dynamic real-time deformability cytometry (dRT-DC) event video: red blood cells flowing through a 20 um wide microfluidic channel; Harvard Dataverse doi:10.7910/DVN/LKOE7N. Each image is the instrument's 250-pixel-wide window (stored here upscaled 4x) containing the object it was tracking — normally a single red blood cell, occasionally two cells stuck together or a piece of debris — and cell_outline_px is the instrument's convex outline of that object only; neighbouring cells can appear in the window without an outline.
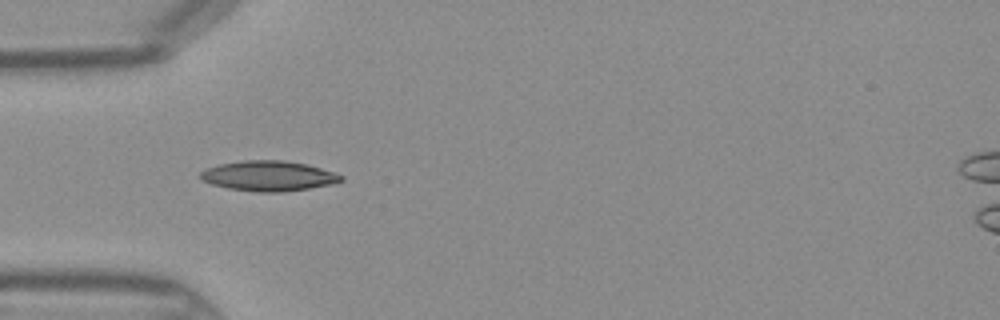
{"species": "Egyptian fruit bat (a non-hibernating species)", "species_latin": "Rousettus aegyptiacus", "temperature_condition": "warm", "stored_images_in_passage": 32, "camera_frame_rate_fps": 3000, "um_per_image_px": 0.085, "frame": {"image": 1, "passage_image": 1, "time_ms": 0.0, "image_size_px": [1000, 320], "cell_outline_px": [[344, 180], [332, 184], [308, 188], [280, 192], [256, 192], [228, 188], [212, 184], [204, 180], [200, 176], [200, 172], [208, 168], [220, 164], [244, 160], [284, 160], [304, 164], [320, 168], [344, 176]], "centroid_in_image_um": [22.84, 14.95], "position_along_channel_um": 62.2, "area_um2": 24.39}}
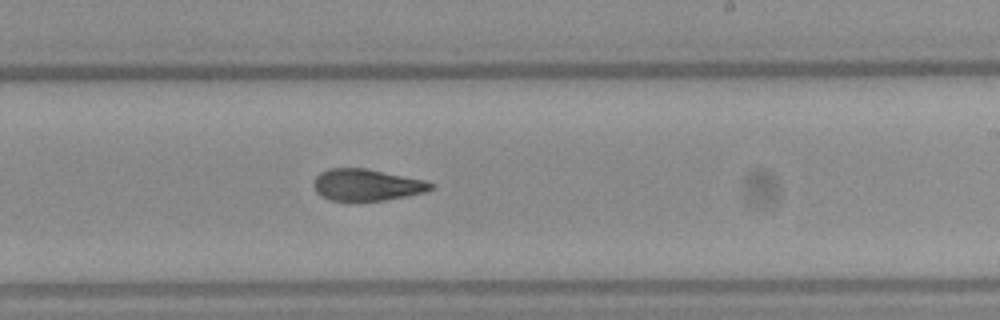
{"frame": {"image": 2, "passage_image": 14, "time_ms": 4.333, "image_size_px": [1000, 320], "cell_outline_px": [[436, 184], [432, 188], [424, 192], [384, 200], [332, 200], [316, 192], [312, 184], [316, 176], [320, 172], [328, 168], [368, 168], [424, 180]], "centroid_in_image_um": [31.15, 15.69], "position_along_channel_um": 257.8, "area_um2": 21.44}}
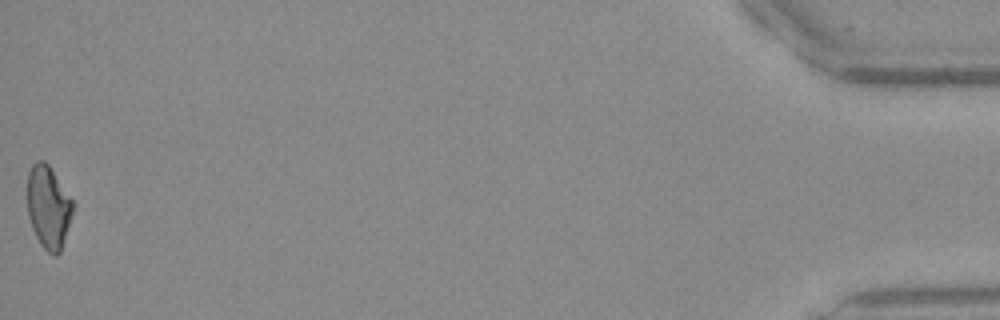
{"frame": {"image": 3, "passage_image": 32, "time_ms": 10.333, "image_size_px": [1000, 320], "cell_outline_px": [[76, 204], [60, 252], [56, 256], [52, 256], [40, 244], [32, 228], [28, 216], [28, 172], [32, 164], [36, 160], [44, 160], [48, 164]], "centroid_in_image_um": [4.13, 17.6], "position_along_channel_um": 431.1, "area_um2": 22.14}}